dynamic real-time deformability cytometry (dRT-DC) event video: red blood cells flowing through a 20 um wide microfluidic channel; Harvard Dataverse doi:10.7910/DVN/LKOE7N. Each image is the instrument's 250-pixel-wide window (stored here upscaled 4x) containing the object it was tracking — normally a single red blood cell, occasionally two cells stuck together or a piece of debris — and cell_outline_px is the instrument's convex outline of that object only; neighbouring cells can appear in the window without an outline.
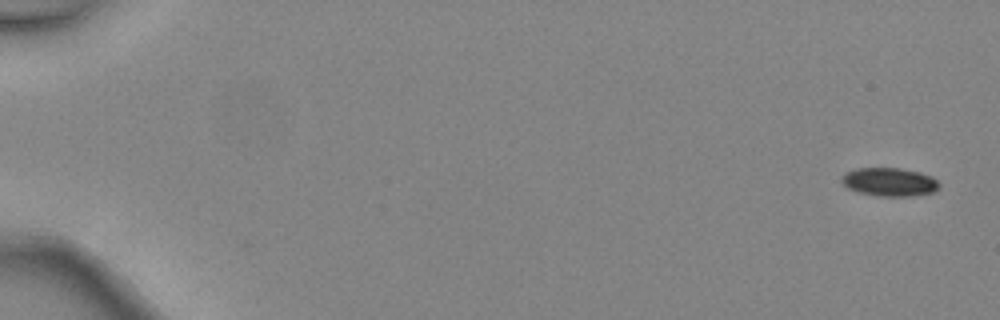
{"species": "common noctule bat (a hibernating species)", "species_latin": "Nyctalus noctula", "temperature_condition": "warm", "stored_images_in_passage": 2, "camera_frame_rate_fps": 3000, "um_per_image_px": 0.085, "animal": {"sex": "female", "body_mass_g": 24.6, "forearm_length_mm": 56.2}, "frame": {"image": 1, "passage_image": 1, "time_ms": 0.0, "image_size_px": [1000, 320], "cell_outline_px": [[940, 184], [932, 192], [912, 196], [880, 196], [860, 192], [848, 188], [840, 180], [840, 176], [856, 168], [900, 168], [920, 172], [932, 176]], "centroid_in_image_um": [75.59, 15.45], "position_along_channel_um": 9.4, "area_um2": 16.01}}